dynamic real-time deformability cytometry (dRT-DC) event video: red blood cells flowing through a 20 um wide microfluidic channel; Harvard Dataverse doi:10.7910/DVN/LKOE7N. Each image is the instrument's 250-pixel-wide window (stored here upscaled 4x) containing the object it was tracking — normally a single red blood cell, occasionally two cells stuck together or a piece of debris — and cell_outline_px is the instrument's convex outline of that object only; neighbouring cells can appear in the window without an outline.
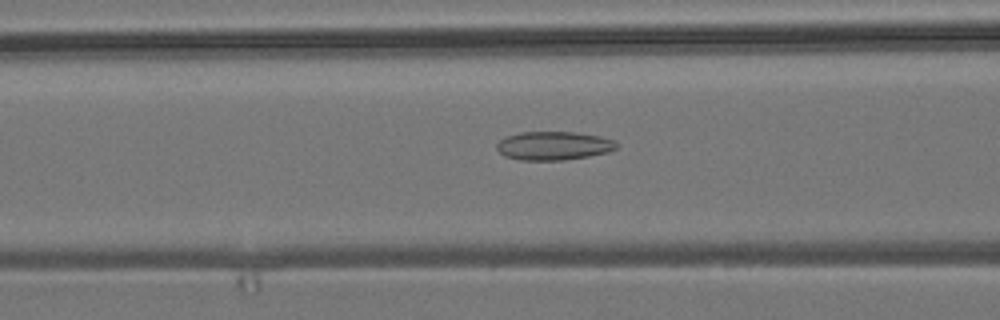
{"species": "common noctule bat (a hibernating species)", "species_latin": "Nyctalus noctula", "temperature_condition": "room temperature", "stored_images_in_passage": 42, "camera_frame_rate_fps": 3000, "um_per_image_px": 0.085, "animal": {"sex": "male", "body_mass_g": 19.2, "forearm_length_mm": 51.8}, "frame": {"image": 1, "passage_image": 13, "time_ms": 4.0, "image_size_px": [1000, 320], "cell_outline_px": [[620, 144], [616, 148], [608, 152], [588, 156], [564, 160], [520, 160], [504, 156], [496, 148], [496, 144], [500, 140], [508, 136], [520, 132], [576, 132], [600, 136], [616, 140]], "centroid_in_image_um": [47.09, 12.38], "position_along_channel_um": 119.5, "area_um2": 20.06}}
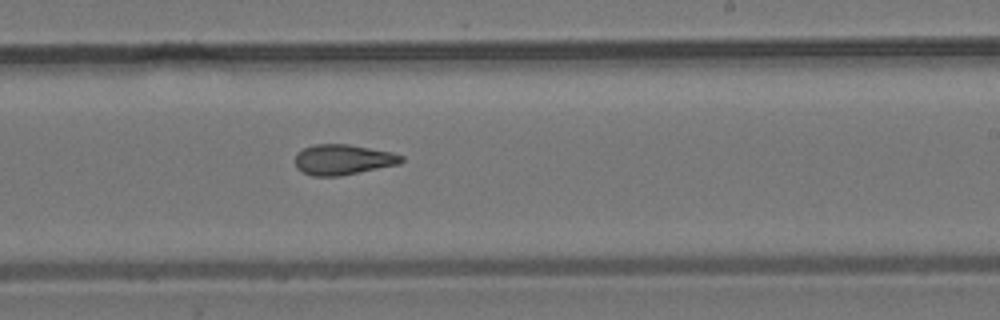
{"frame": {"image": 2, "passage_image": 24, "time_ms": 7.667, "image_size_px": [1000, 320], "cell_outline_px": [[404, 160], [400, 164], [340, 176], [312, 176], [296, 168], [296, 152], [304, 148], [316, 144], [348, 144], [392, 152], [404, 156]], "centroid_in_image_um": [29.17, 13.57], "position_along_channel_um": 259.8, "area_um2": 18.84}}
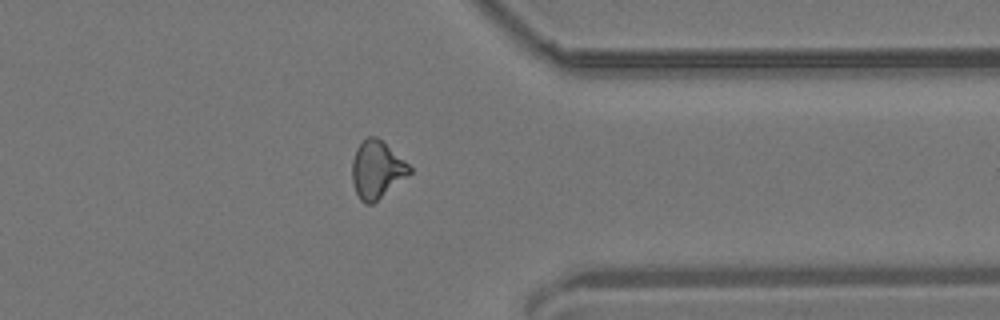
{"frame": {"image": 3, "passage_image": 34, "time_ms": 11.0, "image_size_px": [1000, 320], "cell_outline_px": [[412, 172], [372, 204], [364, 204], [360, 200], [352, 184], [352, 160], [356, 148], [368, 136], [376, 136], [404, 160], [412, 168]], "centroid_in_image_um": [32.0, 14.43], "position_along_channel_um": 379.4, "area_um2": 19.02}}